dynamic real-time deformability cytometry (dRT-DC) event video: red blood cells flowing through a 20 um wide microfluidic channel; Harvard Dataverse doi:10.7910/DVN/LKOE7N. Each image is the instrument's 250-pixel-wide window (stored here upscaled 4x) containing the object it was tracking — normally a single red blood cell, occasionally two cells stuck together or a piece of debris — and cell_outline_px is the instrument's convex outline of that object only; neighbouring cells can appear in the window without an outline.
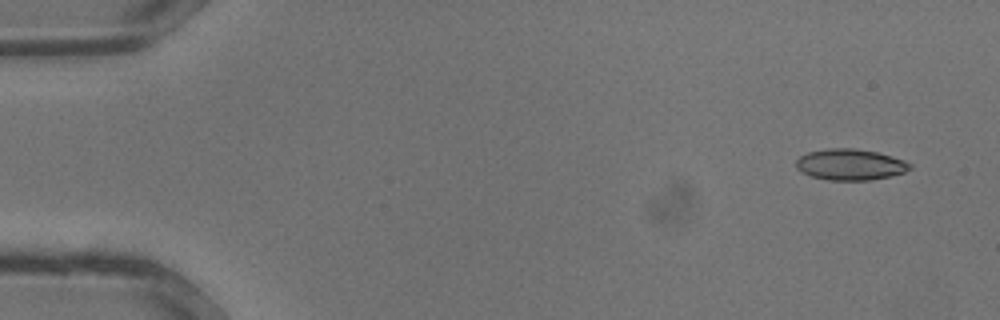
{"species": "common noctule bat (a hibernating species)", "species_latin": "Nyctalus noctula", "temperature_condition": "warm", "stored_images_in_passage": 34, "camera_frame_rate_fps": 3000, "um_per_image_px": 0.085, "animal": {"sex": "male", "body_mass_g": 13.3}, "frame": {"image": 1, "passage_image": 2, "time_ms": 0.333, "image_size_px": [1000, 320], "cell_outline_px": [[912, 168], [904, 172], [872, 180], [828, 180], [812, 176], [800, 172], [796, 168], [796, 160], [800, 156], [808, 152], [828, 148], [856, 148], [876, 152], [892, 156], [904, 160], [912, 164]], "centroid_in_image_um": [72.26, 13.98], "position_along_channel_um": 12.7, "area_um2": 20.69}}
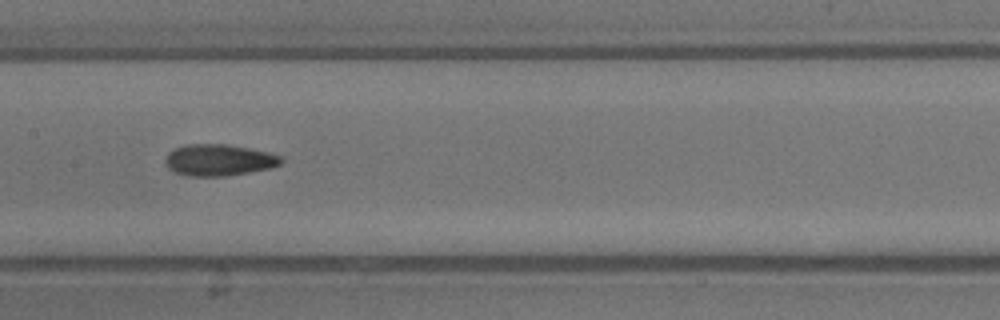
{"frame": {"image": 2, "passage_image": 17, "time_ms": 5.333, "image_size_px": [1000, 320], "cell_outline_px": [[284, 160], [280, 164], [268, 168], [248, 172], [224, 176], [188, 176], [176, 172], [168, 168], [164, 164], [164, 160], [168, 152], [184, 144], [228, 144], [268, 152], [284, 156]], "centroid_in_image_um": [18.59, 13.59], "position_along_channel_um": 188.8, "area_um2": 21.33}}
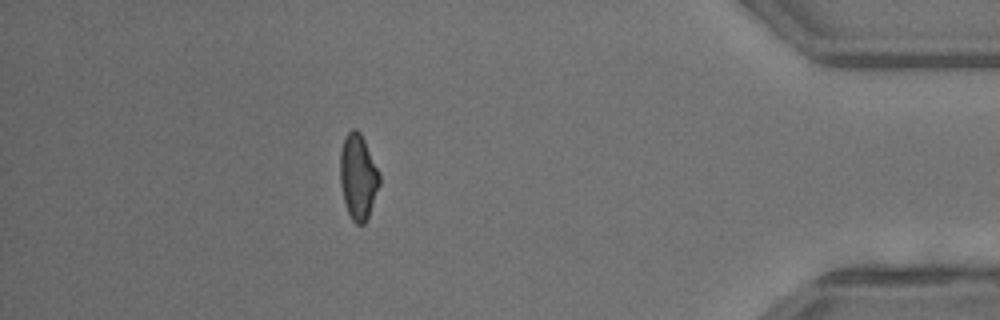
{"frame": {"image": 3, "passage_image": 30, "time_ms": 9.667, "image_size_px": [1000, 320], "cell_outline_px": [[380, 184], [368, 216], [364, 224], [356, 224], [352, 220], [348, 212], [344, 200], [340, 184], [340, 152], [344, 136], [352, 128], [356, 128], [360, 132], [364, 140], [380, 176]], "centroid_in_image_um": [30.42, 15.01], "position_along_channel_um": 404.8, "area_um2": 19.36}}